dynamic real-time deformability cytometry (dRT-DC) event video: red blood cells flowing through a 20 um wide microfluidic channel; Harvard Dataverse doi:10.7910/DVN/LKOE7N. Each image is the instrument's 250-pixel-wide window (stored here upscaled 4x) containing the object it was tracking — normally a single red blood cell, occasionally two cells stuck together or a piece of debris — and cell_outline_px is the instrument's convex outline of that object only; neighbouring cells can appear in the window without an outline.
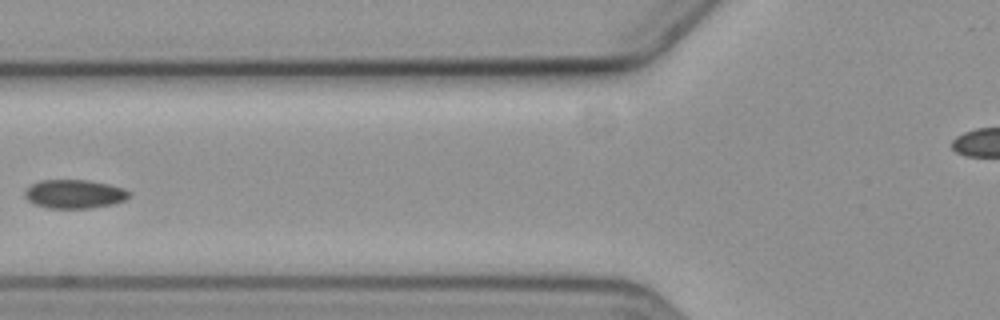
{"species": "common noctule bat (a hibernating species)", "species_latin": "Nyctalus noctula", "temperature_condition": "cold", "stored_images_in_passage": 6, "camera_frame_rate_fps": 3000, "um_per_image_px": 0.085, "animal": {"sex": "female", "body_mass_g": 19.3, "forearm_length_mm": 54.1}, "frame": {"image": 1, "passage_image": 5, "time_ms": 6.333, "image_size_px": [1000, 320], "cell_outline_px": [[132, 196], [124, 200], [112, 204], [92, 208], [48, 208], [36, 204], [28, 200], [24, 196], [24, 192], [32, 184], [40, 180], [88, 180], [108, 184], [124, 188], [132, 192]], "centroid_in_image_um": [6.36, 16.49], "position_along_channel_um": 119.4, "area_um2": 17.51}}